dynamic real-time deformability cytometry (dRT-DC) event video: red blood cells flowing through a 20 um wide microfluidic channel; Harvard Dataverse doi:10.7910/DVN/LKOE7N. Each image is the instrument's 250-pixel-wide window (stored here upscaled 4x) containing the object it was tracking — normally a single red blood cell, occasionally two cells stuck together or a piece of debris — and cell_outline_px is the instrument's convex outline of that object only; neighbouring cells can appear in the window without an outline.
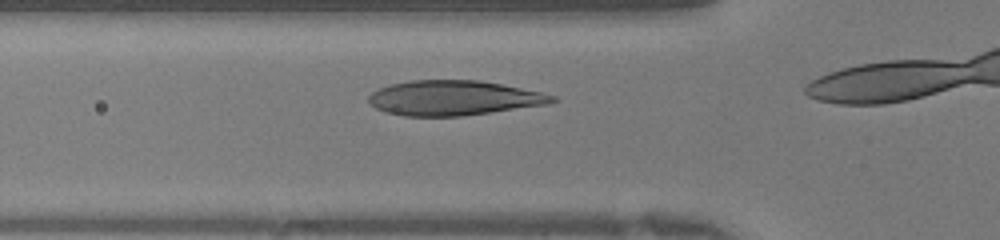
{"species": "human", "species_latin": "Homo sapiens", "temperature_condition": "warm", "stored_images_in_passage": 7, "camera_frame_rate_fps": 3000, "um_per_image_px": 0.085, "donor": {"sex": "female"}, "frame": {"image": 1, "passage_image": 4, "time_ms": 1.0, "image_size_px": [1000, 240], "cell_outline_px": [[556, 100], [548, 104], [464, 116], [404, 116], [384, 112], [376, 108], [368, 100], [368, 96], [372, 92], [380, 88], [392, 84], [412, 80], [480, 80], [540, 92], [556, 96]], "centroid_in_image_um": [38.54, 8.33], "position_along_channel_um": 87.3, "area_um2": 37.11}}
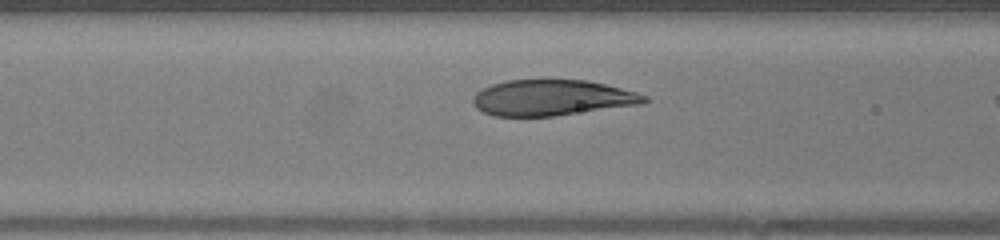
{"frame": {"image": 2, "passage_image": 6, "time_ms": 1.667, "image_size_px": [1000, 240], "cell_outline_px": [[648, 100], [640, 104], [552, 116], [492, 116], [476, 108], [472, 104], [472, 96], [476, 92], [492, 84], [508, 80], [544, 76], [588, 80], [636, 92], [648, 96]], "centroid_in_image_um": [46.86, 8.26], "position_along_channel_um": 119.7, "area_um2": 36.7}}